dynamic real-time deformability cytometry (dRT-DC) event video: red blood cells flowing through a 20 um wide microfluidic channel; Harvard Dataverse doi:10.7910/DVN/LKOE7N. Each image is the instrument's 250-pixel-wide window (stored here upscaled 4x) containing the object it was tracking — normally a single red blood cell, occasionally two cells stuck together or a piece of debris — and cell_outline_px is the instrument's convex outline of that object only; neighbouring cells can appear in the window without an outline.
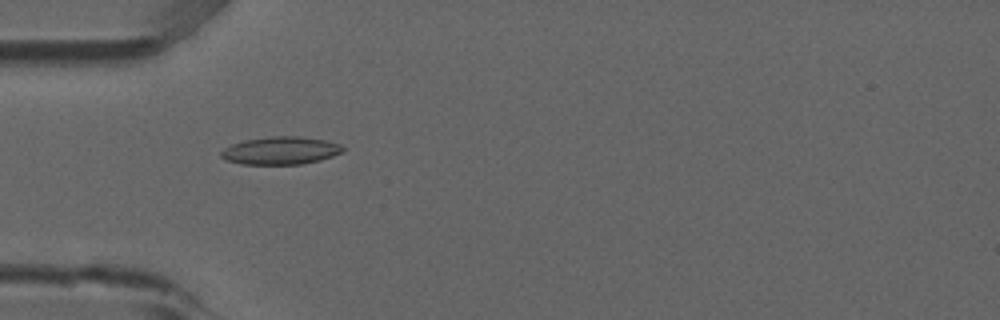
{"species": "common noctule bat (a hibernating species)", "species_latin": "Nyctalus noctula", "temperature_condition": "room temperature", "stored_images_in_passage": 5, "camera_frame_rate_fps": 3000, "um_per_image_px": 0.085, "animal": {"sex": "male", "forearm_length_mm": 52.5}, "frame": {"image": 1, "passage_image": 1, "time_ms": 0.0, "image_size_px": [1000, 320], "cell_outline_px": [[344, 152], [320, 160], [300, 164], [240, 164], [224, 160], [220, 156], [220, 152], [224, 148], [232, 144], [244, 140], [268, 136], [300, 136], [324, 140], [340, 144], [344, 148]], "centroid_in_image_um": [23.83, 12.8], "position_along_channel_um": 61.2, "area_um2": 19.83}}
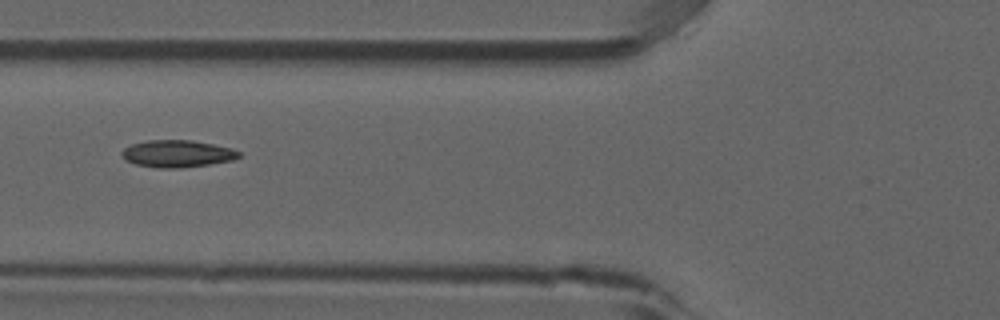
{"frame": {"image": 2, "passage_image": 2, "time_ms": 0.333, "image_size_px": [1000, 320], "cell_outline_px": [[240, 156], [232, 160], [208, 164], [180, 168], [160, 168], [136, 164], [124, 160], [120, 152], [124, 148], [132, 144], [148, 140], [192, 140], [232, 148], [240, 152]], "centroid_in_image_um": [15.04, 13.06], "position_along_channel_um": 110.8, "area_um2": 18.44}}
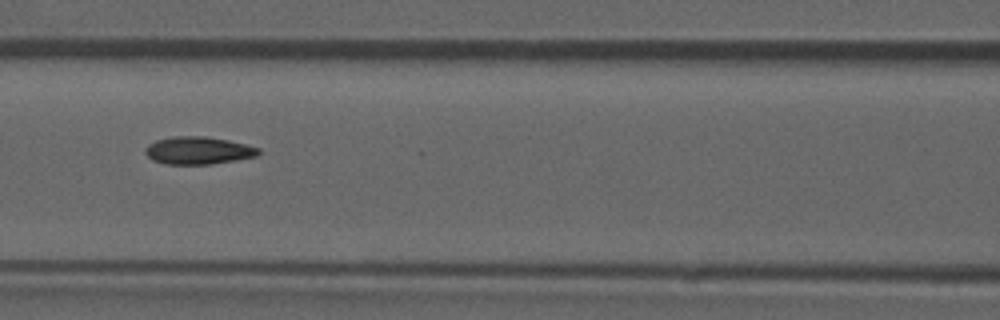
{"frame": {"image": 3, "passage_image": 3, "time_ms": 0.667, "image_size_px": [1000, 320], "cell_outline_px": [[260, 152], [256, 156], [236, 160], [208, 164], [164, 164], [152, 160], [144, 152], [144, 148], [148, 144], [156, 140], [172, 136], [204, 136], [228, 140], [260, 148]], "centroid_in_image_um": [16.81, 12.79], "position_along_channel_um": 149.8, "area_um2": 18.21}}